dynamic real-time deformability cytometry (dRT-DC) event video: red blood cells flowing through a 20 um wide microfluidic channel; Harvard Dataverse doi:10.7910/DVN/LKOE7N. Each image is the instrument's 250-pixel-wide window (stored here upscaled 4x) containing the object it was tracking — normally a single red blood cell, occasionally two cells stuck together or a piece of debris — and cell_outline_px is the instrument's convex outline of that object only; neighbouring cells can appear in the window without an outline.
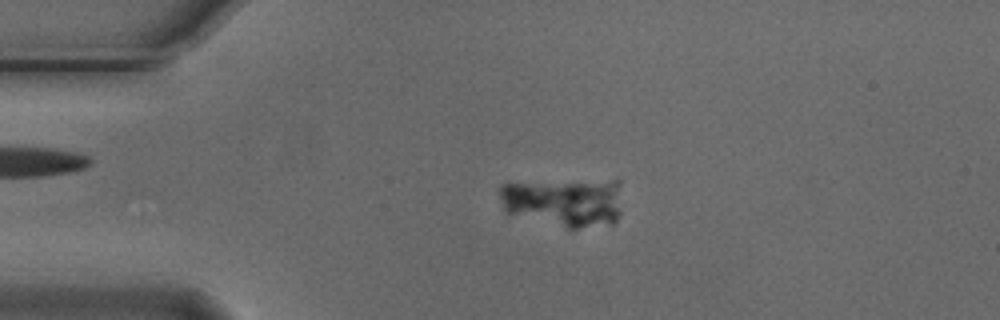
{"species": "Egyptian fruit bat (a non-hibernating species)", "species_latin": "Rousettus aegyptiacus", "temperature_condition": "cold", "stored_images_in_passage": 55, "camera_frame_rate_fps": 3000, "um_per_image_px": 0.085, "animal": {"sex": "male"}, "frame": {"image": 1, "passage_image": 12, "time_ms": 3.667, "image_size_px": [1000, 320], "cell_outline_px": [[620, 216], [612, 224], [576, 228], [568, 228], [504, 212], [500, 196], [500, 188], [504, 184], [612, 180], [620, 180]], "centroid_in_image_um": [48.0, 17.19], "position_along_channel_um": 37.0, "area_um2": 34.51}}
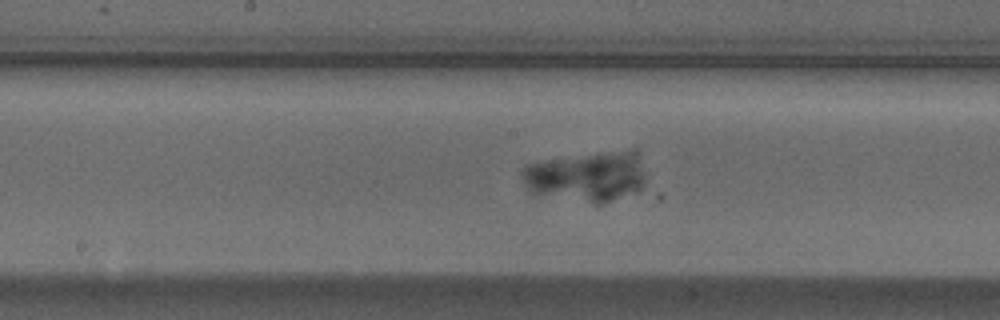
{"frame": {"image": 2, "passage_image": 28, "time_ms": 9.0, "image_size_px": [1000, 320], "cell_outline_px": [[644, 184], [636, 192], [600, 204], [596, 204], [532, 192], [528, 188], [520, 172], [520, 168], [528, 164], [548, 160], [600, 152], [628, 148], [636, 148], [640, 152], [644, 180]], "centroid_in_image_um": [49.95, 14.96], "position_along_channel_um": 198.2, "area_um2": 36.07}}
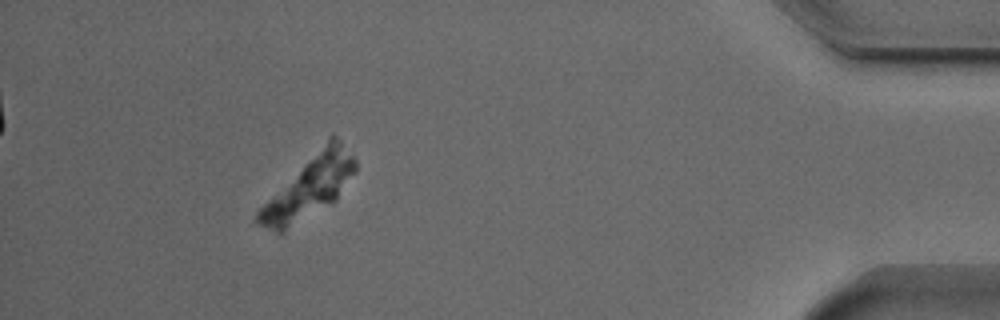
{"frame": {"image": 3, "passage_image": 50, "time_ms": 16.333, "image_size_px": [1000, 320], "cell_outline_px": [[356, 172], [336, 200], [284, 232], [276, 232], [256, 224], [256, 212], [328, 136], [332, 132], [340, 140], [356, 160]], "centroid_in_image_um": [26.3, 15.88], "position_along_channel_um": 408.9, "area_um2": 34.8}}